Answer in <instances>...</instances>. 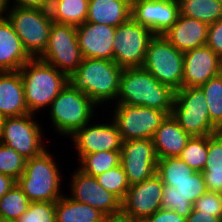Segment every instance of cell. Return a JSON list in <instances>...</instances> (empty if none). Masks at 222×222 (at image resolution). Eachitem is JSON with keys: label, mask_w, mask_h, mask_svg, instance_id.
I'll return each mask as SVG.
<instances>
[{"label": "cell", "mask_w": 222, "mask_h": 222, "mask_svg": "<svg viewBox=\"0 0 222 222\" xmlns=\"http://www.w3.org/2000/svg\"><path fill=\"white\" fill-rule=\"evenodd\" d=\"M118 104L159 109L171 115L175 91L161 84L142 67L123 68L120 79Z\"/></svg>", "instance_id": "obj_1"}, {"label": "cell", "mask_w": 222, "mask_h": 222, "mask_svg": "<svg viewBox=\"0 0 222 222\" xmlns=\"http://www.w3.org/2000/svg\"><path fill=\"white\" fill-rule=\"evenodd\" d=\"M19 71L24 85L25 103L31 114L51 105L70 81L65 73L39 58H32Z\"/></svg>", "instance_id": "obj_2"}, {"label": "cell", "mask_w": 222, "mask_h": 222, "mask_svg": "<svg viewBox=\"0 0 222 222\" xmlns=\"http://www.w3.org/2000/svg\"><path fill=\"white\" fill-rule=\"evenodd\" d=\"M122 72L123 68L114 61L83 58L77 70L71 75L70 82L99 105L117 99Z\"/></svg>", "instance_id": "obj_3"}, {"label": "cell", "mask_w": 222, "mask_h": 222, "mask_svg": "<svg viewBox=\"0 0 222 222\" xmlns=\"http://www.w3.org/2000/svg\"><path fill=\"white\" fill-rule=\"evenodd\" d=\"M61 175L52 155L45 149L41 154L26 160L23 174L17 179L30 202L55 203L60 199Z\"/></svg>", "instance_id": "obj_4"}, {"label": "cell", "mask_w": 222, "mask_h": 222, "mask_svg": "<svg viewBox=\"0 0 222 222\" xmlns=\"http://www.w3.org/2000/svg\"><path fill=\"white\" fill-rule=\"evenodd\" d=\"M96 104L70 81L51 103L50 116L56 131L71 136L90 123Z\"/></svg>", "instance_id": "obj_5"}, {"label": "cell", "mask_w": 222, "mask_h": 222, "mask_svg": "<svg viewBox=\"0 0 222 222\" xmlns=\"http://www.w3.org/2000/svg\"><path fill=\"white\" fill-rule=\"evenodd\" d=\"M171 115L191 137L212 135L218 131L211 123L206 97L200 86L175 91Z\"/></svg>", "instance_id": "obj_6"}, {"label": "cell", "mask_w": 222, "mask_h": 222, "mask_svg": "<svg viewBox=\"0 0 222 222\" xmlns=\"http://www.w3.org/2000/svg\"><path fill=\"white\" fill-rule=\"evenodd\" d=\"M184 52L176 49L163 35H155L149 42L142 68L161 84L174 91L183 87Z\"/></svg>", "instance_id": "obj_7"}, {"label": "cell", "mask_w": 222, "mask_h": 222, "mask_svg": "<svg viewBox=\"0 0 222 222\" xmlns=\"http://www.w3.org/2000/svg\"><path fill=\"white\" fill-rule=\"evenodd\" d=\"M5 16L19 36L24 49L38 58L46 49L53 20L49 11L12 7Z\"/></svg>", "instance_id": "obj_8"}, {"label": "cell", "mask_w": 222, "mask_h": 222, "mask_svg": "<svg viewBox=\"0 0 222 222\" xmlns=\"http://www.w3.org/2000/svg\"><path fill=\"white\" fill-rule=\"evenodd\" d=\"M38 58L56 67L70 78L83 59L76 26L53 22L47 47Z\"/></svg>", "instance_id": "obj_9"}, {"label": "cell", "mask_w": 222, "mask_h": 222, "mask_svg": "<svg viewBox=\"0 0 222 222\" xmlns=\"http://www.w3.org/2000/svg\"><path fill=\"white\" fill-rule=\"evenodd\" d=\"M155 35L132 17L116 27L113 61L122 68L142 67L150 40Z\"/></svg>", "instance_id": "obj_10"}, {"label": "cell", "mask_w": 222, "mask_h": 222, "mask_svg": "<svg viewBox=\"0 0 222 222\" xmlns=\"http://www.w3.org/2000/svg\"><path fill=\"white\" fill-rule=\"evenodd\" d=\"M112 119L123 141L152 139L155 131L168 114L165 111L144 106L116 104Z\"/></svg>", "instance_id": "obj_11"}, {"label": "cell", "mask_w": 222, "mask_h": 222, "mask_svg": "<svg viewBox=\"0 0 222 222\" xmlns=\"http://www.w3.org/2000/svg\"><path fill=\"white\" fill-rule=\"evenodd\" d=\"M33 116L34 114L28 113L2 120L0 143L14 149L26 160L45 150L41 141V126L32 120Z\"/></svg>", "instance_id": "obj_12"}, {"label": "cell", "mask_w": 222, "mask_h": 222, "mask_svg": "<svg viewBox=\"0 0 222 222\" xmlns=\"http://www.w3.org/2000/svg\"><path fill=\"white\" fill-rule=\"evenodd\" d=\"M120 158L130 186L156 174L158 157L152 139L124 141Z\"/></svg>", "instance_id": "obj_13"}, {"label": "cell", "mask_w": 222, "mask_h": 222, "mask_svg": "<svg viewBox=\"0 0 222 222\" xmlns=\"http://www.w3.org/2000/svg\"><path fill=\"white\" fill-rule=\"evenodd\" d=\"M164 184L160 177H153L129 187L121 201V212L136 222H143L162 208Z\"/></svg>", "instance_id": "obj_14"}, {"label": "cell", "mask_w": 222, "mask_h": 222, "mask_svg": "<svg viewBox=\"0 0 222 222\" xmlns=\"http://www.w3.org/2000/svg\"><path fill=\"white\" fill-rule=\"evenodd\" d=\"M178 0H131V17L154 35H162L177 21Z\"/></svg>", "instance_id": "obj_15"}, {"label": "cell", "mask_w": 222, "mask_h": 222, "mask_svg": "<svg viewBox=\"0 0 222 222\" xmlns=\"http://www.w3.org/2000/svg\"><path fill=\"white\" fill-rule=\"evenodd\" d=\"M72 177L71 199L90 205L105 215L121 212V200L99 185L95 177L88 176L79 169Z\"/></svg>", "instance_id": "obj_16"}, {"label": "cell", "mask_w": 222, "mask_h": 222, "mask_svg": "<svg viewBox=\"0 0 222 222\" xmlns=\"http://www.w3.org/2000/svg\"><path fill=\"white\" fill-rule=\"evenodd\" d=\"M78 151L79 158L83 155L100 151H120L123 139L114 121L112 124L84 125L71 136Z\"/></svg>", "instance_id": "obj_17"}, {"label": "cell", "mask_w": 222, "mask_h": 222, "mask_svg": "<svg viewBox=\"0 0 222 222\" xmlns=\"http://www.w3.org/2000/svg\"><path fill=\"white\" fill-rule=\"evenodd\" d=\"M222 73V59L207 45L184 52L183 87H199Z\"/></svg>", "instance_id": "obj_18"}, {"label": "cell", "mask_w": 222, "mask_h": 222, "mask_svg": "<svg viewBox=\"0 0 222 222\" xmlns=\"http://www.w3.org/2000/svg\"><path fill=\"white\" fill-rule=\"evenodd\" d=\"M115 31L116 27L100 23L85 22L76 26L82 57L113 61Z\"/></svg>", "instance_id": "obj_19"}, {"label": "cell", "mask_w": 222, "mask_h": 222, "mask_svg": "<svg viewBox=\"0 0 222 222\" xmlns=\"http://www.w3.org/2000/svg\"><path fill=\"white\" fill-rule=\"evenodd\" d=\"M209 25L179 14L177 21L162 35L179 51L186 52L206 45Z\"/></svg>", "instance_id": "obj_20"}, {"label": "cell", "mask_w": 222, "mask_h": 222, "mask_svg": "<svg viewBox=\"0 0 222 222\" xmlns=\"http://www.w3.org/2000/svg\"><path fill=\"white\" fill-rule=\"evenodd\" d=\"M28 113L20 71L0 72V116L18 117Z\"/></svg>", "instance_id": "obj_21"}, {"label": "cell", "mask_w": 222, "mask_h": 222, "mask_svg": "<svg viewBox=\"0 0 222 222\" xmlns=\"http://www.w3.org/2000/svg\"><path fill=\"white\" fill-rule=\"evenodd\" d=\"M31 59L8 19L0 18V72L19 71Z\"/></svg>", "instance_id": "obj_22"}, {"label": "cell", "mask_w": 222, "mask_h": 222, "mask_svg": "<svg viewBox=\"0 0 222 222\" xmlns=\"http://www.w3.org/2000/svg\"><path fill=\"white\" fill-rule=\"evenodd\" d=\"M190 138L174 117L168 115L152 138L158 159L178 157Z\"/></svg>", "instance_id": "obj_23"}, {"label": "cell", "mask_w": 222, "mask_h": 222, "mask_svg": "<svg viewBox=\"0 0 222 222\" xmlns=\"http://www.w3.org/2000/svg\"><path fill=\"white\" fill-rule=\"evenodd\" d=\"M131 17V0H89L86 22L117 27Z\"/></svg>", "instance_id": "obj_24"}, {"label": "cell", "mask_w": 222, "mask_h": 222, "mask_svg": "<svg viewBox=\"0 0 222 222\" xmlns=\"http://www.w3.org/2000/svg\"><path fill=\"white\" fill-rule=\"evenodd\" d=\"M104 217L100 210L64 195L55 202L56 222H102Z\"/></svg>", "instance_id": "obj_25"}, {"label": "cell", "mask_w": 222, "mask_h": 222, "mask_svg": "<svg viewBox=\"0 0 222 222\" xmlns=\"http://www.w3.org/2000/svg\"><path fill=\"white\" fill-rule=\"evenodd\" d=\"M89 0H52L49 10L55 23L79 26L86 22Z\"/></svg>", "instance_id": "obj_26"}, {"label": "cell", "mask_w": 222, "mask_h": 222, "mask_svg": "<svg viewBox=\"0 0 222 222\" xmlns=\"http://www.w3.org/2000/svg\"><path fill=\"white\" fill-rule=\"evenodd\" d=\"M181 15L208 25L222 19V3L216 0H178Z\"/></svg>", "instance_id": "obj_27"}, {"label": "cell", "mask_w": 222, "mask_h": 222, "mask_svg": "<svg viewBox=\"0 0 222 222\" xmlns=\"http://www.w3.org/2000/svg\"><path fill=\"white\" fill-rule=\"evenodd\" d=\"M79 162H81L79 170L88 176L96 177L120 165V151H100L86 154L79 159Z\"/></svg>", "instance_id": "obj_28"}, {"label": "cell", "mask_w": 222, "mask_h": 222, "mask_svg": "<svg viewBox=\"0 0 222 222\" xmlns=\"http://www.w3.org/2000/svg\"><path fill=\"white\" fill-rule=\"evenodd\" d=\"M195 172L179 157L162 158L157 162L156 174L166 186L172 187V182L186 181Z\"/></svg>", "instance_id": "obj_29"}, {"label": "cell", "mask_w": 222, "mask_h": 222, "mask_svg": "<svg viewBox=\"0 0 222 222\" xmlns=\"http://www.w3.org/2000/svg\"><path fill=\"white\" fill-rule=\"evenodd\" d=\"M29 204L30 200L16 183L0 199V221H16L28 209Z\"/></svg>", "instance_id": "obj_30"}, {"label": "cell", "mask_w": 222, "mask_h": 222, "mask_svg": "<svg viewBox=\"0 0 222 222\" xmlns=\"http://www.w3.org/2000/svg\"><path fill=\"white\" fill-rule=\"evenodd\" d=\"M200 87L206 97L211 123L219 129L222 126V73Z\"/></svg>", "instance_id": "obj_31"}, {"label": "cell", "mask_w": 222, "mask_h": 222, "mask_svg": "<svg viewBox=\"0 0 222 222\" xmlns=\"http://www.w3.org/2000/svg\"><path fill=\"white\" fill-rule=\"evenodd\" d=\"M178 157L195 171L202 172L208 157V135L191 137Z\"/></svg>", "instance_id": "obj_32"}, {"label": "cell", "mask_w": 222, "mask_h": 222, "mask_svg": "<svg viewBox=\"0 0 222 222\" xmlns=\"http://www.w3.org/2000/svg\"><path fill=\"white\" fill-rule=\"evenodd\" d=\"M99 185H101L106 191L111 192L121 201L125 198V195L130 187L122 165H118L95 177Z\"/></svg>", "instance_id": "obj_33"}, {"label": "cell", "mask_w": 222, "mask_h": 222, "mask_svg": "<svg viewBox=\"0 0 222 222\" xmlns=\"http://www.w3.org/2000/svg\"><path fill=\"white\" fill-rule=\"evenodd\" d=\"M26 159L14 149L0 143V173L17 180L24 172Z\"/></svg>", "instance_id": "obj_34"}, {"label": "cell", "mask_w": 222, "mask_h": 222, "mask_svg": "<svg viewBox=\"0 0 222 222\" xmlns=\"http://www.w3.org/2000/svg\"><path fill=\"white\" fill-rule=\"evenodd\" d=\"M15 222H56L55 203L30 202L28 209Z\"/></svg>", "instance_id": "obj_35"}, {"label": "cell", "mask_w": 222, "mask_h": 222, "mask_svg": "<svg viewBox=\"0 0 222 222\" xmlns=\"http://www.w3.org/2000/svg\"><path fill=\"white\" fill-rule=\"evenodd\" d=\"M172 187L191 203H194L207 192L202 172L196 171L189 179L183 182H172Z\"/></svg>", "instance_id": "obj_36"}, {"label": "cell", "mask_w": 222, "mask_h": 222, "mask_svg": "<svg viewBox=\"0 0 222 222\" xmlns=\"http://www.w3.org/2000/svg\"><path fill=\"white\" fill-rule=\"evenodd\" d=\"M162 208L177 212L181 217L187 218L193 209V203L183 197L177 189L164 185Z\"/></svg>", "instance_id": "obj_37"}, {"label": "cell", "mask_w": 222, "mask_h": 222, "mask_svg": "<svg viewBox=\"0 0 222 222\" xmlns=\"http://www.w3.org/2000/svg\"><path fill=\"white\" fill-rule=\"evenodd\" d=\"M202 173H222V137L208 135V157Z\"/></svg>", "instance_id": "obj_38"}, {"label": "cell", "mask_w": 222, "mask_h": 222, "mask_svg": "<svg viewBox=\"0 0 222 222\" xmlns=\"http://www.w3.org/2000/svg\"><path fill=\"white\" fill-rule=\"evenodd\" d=\"M193 209L222 218V194L207 191L193 203Z\"/></svg>", "instance_id": "obj_39"}, {"label": "cell", "mask_w": 222, "mask_h": 222, "mask_svg": "<svg viewBox=\"0 0 222 222\" xmlns=\"http://www.w3.org/2000/svg\"><path fill=\"white\" fill-rule=\"evenodd\" d=\"M206 45L222 59V19L209 25Z\"/></svg>", "instance_id": "obj_40"}, {"label": "cell", "mask_w": 222, "mask_h": 222, "mask_svg": "<svg viewBox=\"0 0 222 222\" xmlns=\"http://www.w3.org/2000/svg\"><path fill=\"white\" fill-rule=\"evenodd\" d=\"M143 222H186V218L181 217L175 211L160 208Z\"/></svg>", "instance_id": "obj_41"}, {"label": "cell", "mask_w": 222, "mask_h": 222, "mask_svg": "<svg viewBox=\"0 0 222 222\" xmlns=\"http://www.w3.org/2000/svg\"><path fill=\"white\" fill-rule=\"evenodd\" d=\"M207 191L222 194V173H202Z\"/></svg>", "instance_id": "obj_42"}, {"label": "cell", "mask_w": 222, "mask_h": 222, "mask_svg": "<svg viewBox=\"0 0 222 222\" xmlns=\"http://www.w3.org/2000/svg\"><path fill=\"white\" fill-rule=\"evenodd\" d=\"M51 2L52 0H15V4L13 6L20 8H37L49 11Z\"/></svg>", "instance_id": "obj_43"}, {"label": "cell", "mask_w": 222, "mask_h": 222, "mask_svg": "<svg viewBox=\"0 0 222 222\" xmlns=\"http://www.w3.org/2000/svg\"><path fill=\"white\" fill-rule=\"evenodd\" d=\"M186 222H222V218H217L211 214L202 213L192 209V212L186 218Z\"/></svg>", "instance_id": "obj_44"}, {"label": "cell", "mask_w": 222, "mask_h": 222, "mask_svg": "<svg viewBox=\"0 0 222 222\" xmlns=\"http://www.w3.org/2000/svg\"><path fill=\"white\" fill-rule=\"evenodd\" d=\"M17 180L13 177L0 173V199L14 186Z\"/></svg>", "instance_id": "obj_45"}, {"label": "cell", "mask_w": 222, "mask_h": 222, "mask_svg": "<svg viewBox=\"0 0 222 222\" xmlns=\"http://www.w3.org/2000/svg\"><path fill=\"white\" fill-rule=\"evenodd\" d=\"M102 222H136L122 212L113 215H105Z\"/></svg>", "instance_id": "obj_46"}, {"label": "cell", "mask_w": 222, "mask_h": 222, "mask_svg": "<svg viewBox=\"0 0 222 222\" xmlns=\"http://www.w3.org/2000/svg\"><path fill=\"white\" fill-rule=\"evenodd\" d=\"M9 0H0V18H4L3 13H6V10L9 9Z\"/></svg>", "instance_id": "obj_47"}, {"label": "cell", "mask_w": 222, "mask_h": 222, "mask_svg": "<svg viewBox=\"0 0 222 222\" xmlns=\"http://www.w3.org/2000/svg\"><path fill=\"white\" fill-rule=\"evenodd\" d=\"M2 120L3 118L0 116V136H1Z\"/></svg>", "instance_id": "obj_48"}, {"label": "cell", "mask_w": 222, "mask_h": 222, "mask_svg": "<svg viewBox=\"0 0 222 222\" xmlns=\"http://www.w3.org/2000/svg\"><path fill=\"white\" fill-rule=\"evenodd\" d=\"M218 134L222 137V126L218 129Z\"/></svg>", "instance_id": "obj_49"}]
</instances>
